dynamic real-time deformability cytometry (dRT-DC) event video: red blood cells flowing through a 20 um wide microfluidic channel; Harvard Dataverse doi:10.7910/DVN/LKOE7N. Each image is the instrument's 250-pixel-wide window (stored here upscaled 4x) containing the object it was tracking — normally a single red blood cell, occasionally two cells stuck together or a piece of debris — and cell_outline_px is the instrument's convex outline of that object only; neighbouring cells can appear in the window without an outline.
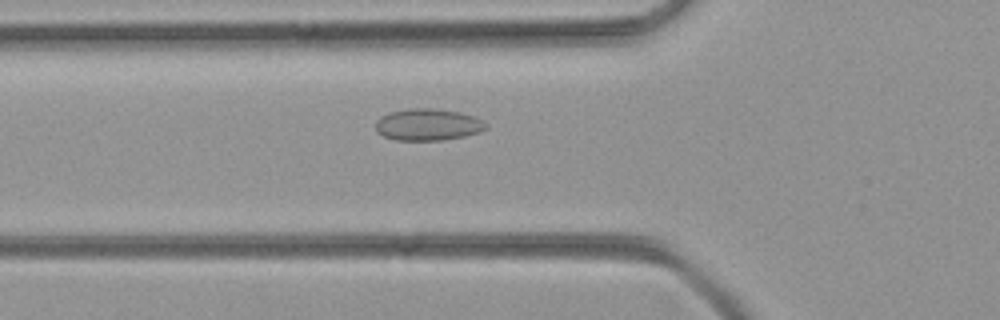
{"species": "common noctule bat (a hibernating species)", "species_latin": "Nyctalus noctula", "temperature_condition": "room temperature", "stored_images_in_passage": 37, "camera_frame_rate_fps": 3000, "um_per_image_px": 0.085, "animal": {"sex": "female", "body_mass_g": 21.9}, "frame": {"image": 1, "passage_image": 4, "time_ms": 1.0, "image_size_px": [1000, 320], "cell_outline_px": [[488, 128], [480, 132], [464, 136], [444, 140], [396, 140], [384, 136], [376, 132], [376, 120], [380, 116], [388, 112], [408, 108], [432, 108], [460, 112], [476, 116], [484, 120], [488, 124]], "centroid_in_image_um": [36.39, 10.58], "position_along_channel_um": 89.4, "area_um2": 20.81}}
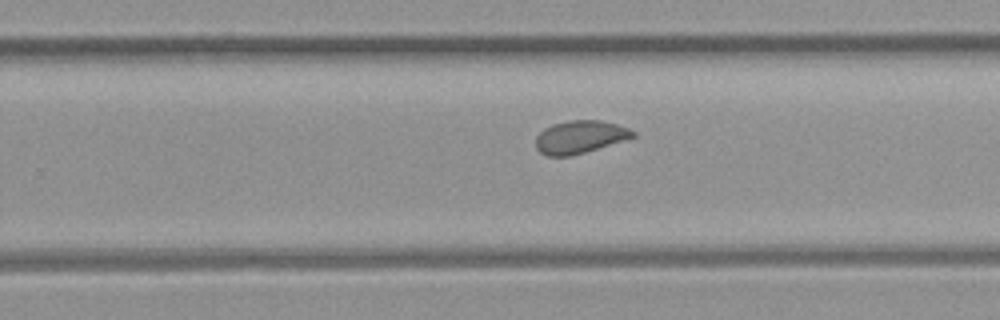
{"frame": {"image": 2, "passage_image": 18, "time_ms": 5.667, "image_size_px": [1000, 320], "cell_outline_px": [[636, 136], [624, 140], [584, 152], [568, 156], [548, 156], [540, 152], [536, 148], [536, 136], [544, 128], [552, 124], [572, 120], [600, 120], [616, 124], [628, 128], [636, 132]], "centroid_in_image_um": [49.28, 11.63], "position_along_channel_um": 280.5, "area_um2": 18.38}}
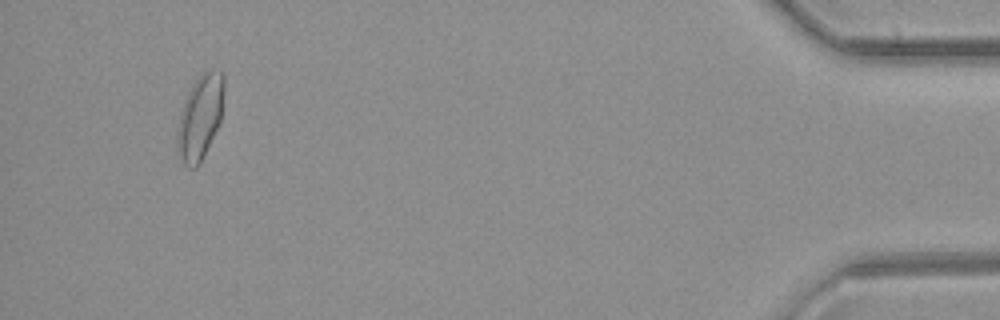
{"frame": {"image": 3, "passage_image": 34, "time_ms": 11.0, "image_size_px": [1000, 320], "cell_outline_px": [[224, 92], [220, 120], [204, 156], [200, 164], [196, 168], [188, 168], [180, 160], [176, 140], [176, 132], [180, 112], [184, 100], [196, 76], [204, 68], [212, 68], [224, 72]], "centroid_in_image_um": [17.0, 9.9], "position_along_channel_um": 418.2, "area_um2": 23.58}}